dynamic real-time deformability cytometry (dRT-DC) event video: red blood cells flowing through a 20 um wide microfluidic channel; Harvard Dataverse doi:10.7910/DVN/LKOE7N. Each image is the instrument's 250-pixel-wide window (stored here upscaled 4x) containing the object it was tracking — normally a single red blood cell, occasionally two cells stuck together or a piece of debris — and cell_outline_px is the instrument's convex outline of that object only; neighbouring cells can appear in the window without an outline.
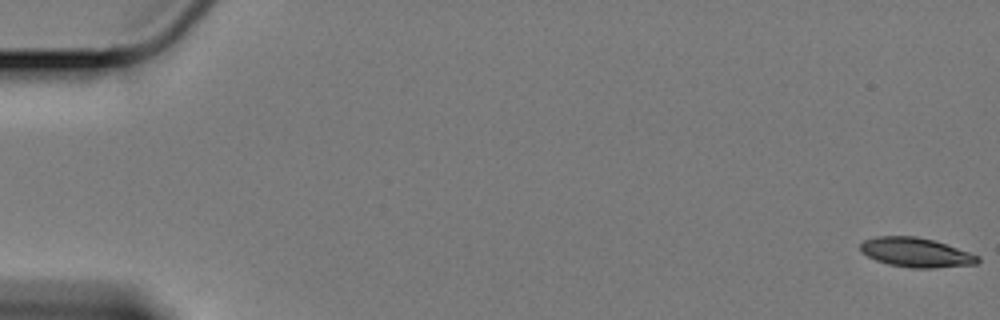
{"species": "Egyptian fruit bat (a non-hibernating species)", "species_latin": "Rousettus aegyptiacus", "temperature_condition": "cold", "stored_images_in_passage": 13, "camera_frame_rate_fps": 3000, "um_per_image_px": 0.085, "animal": {"sex": "female"}, "frame": {"image": 1, "passage_image": 1, "time_ms": 0.0, "image_size_px": [1000, 320], "cell_outline_px": [[980, 260], [976, 264], [936, 268], [912, 268], [888, 264], [876, 260], [860, 252], [860, 244], [864, 240], [876, 236], [916, 236], [932, 240], [980, 256]], "centroid_in_image_um": [77.83, 21.46], "position_along_channel_um": 7.2, "area_um2": 20.0}}